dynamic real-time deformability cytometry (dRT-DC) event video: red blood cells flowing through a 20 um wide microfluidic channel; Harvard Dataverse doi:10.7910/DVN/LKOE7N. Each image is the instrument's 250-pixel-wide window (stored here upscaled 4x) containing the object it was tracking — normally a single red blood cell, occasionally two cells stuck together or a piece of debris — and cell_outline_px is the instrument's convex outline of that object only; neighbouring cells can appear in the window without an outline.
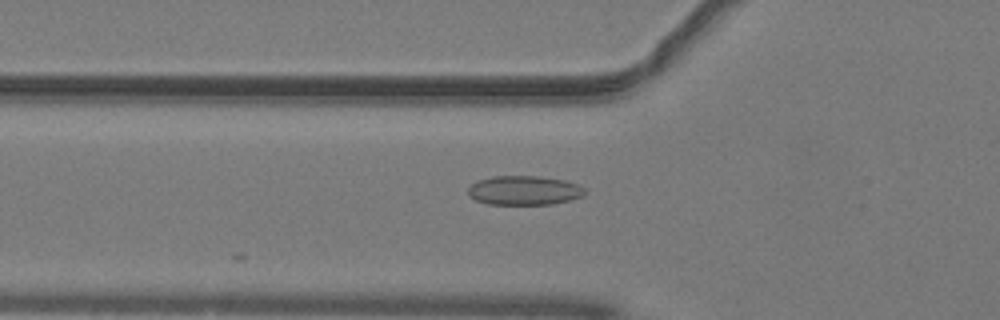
{"species": "common noctule bat (a hibernating species)", "species_latin": "Nyctalus noctula", "temperature_condition": "warm", "stored_images_in_passage": 5, "camera_frame_rate_fps": 3000, "um_per_image_px": 0.085, "animal": {"sex": "male", "body_mass_g": 19.2, "forearm_length_mm": 51.8}, "frame": {"image": 1, "passage_image": 3, "time_ms": 0.667, "image_size_px": [1000, 320], "cell_outline_px": [[588, 192], [584, 196], [552, 204], [488, 204], [476, 200], [468, 196], [468, 188], [476, 180], [492, 176], [540, 176], [564, 180], [580, 184]], "centroid_in_image_um": [44.57, 16.17], "position_along_channel_um": 81.2, "area_um2": 20.11}}